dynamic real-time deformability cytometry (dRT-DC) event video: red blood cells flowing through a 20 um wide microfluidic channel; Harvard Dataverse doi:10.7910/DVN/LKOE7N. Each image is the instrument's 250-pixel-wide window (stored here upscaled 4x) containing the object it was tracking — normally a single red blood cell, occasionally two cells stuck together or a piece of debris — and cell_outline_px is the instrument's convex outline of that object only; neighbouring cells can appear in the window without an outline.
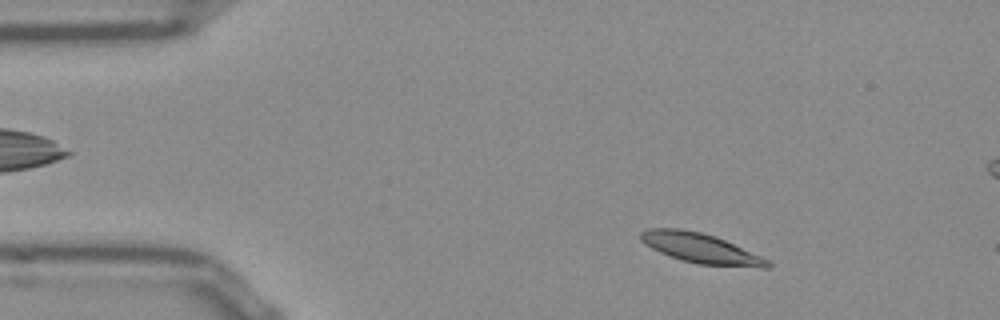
{"species": "Egyptian fruit bat (a non-hibernating species)", "species_latin": "Rousettus aegyptiacus", "temperature_condition": "room temperature", "stored_images_in_passage": 12, "camera_frame_rate_fps": 3000, "um_per_image_px": 0.085, "frame": {"image": 1, "passage_image": 6, "time_ms": 1.667, "image_size_px": [1000, 320], "cell_outline_px": [[772, 268], [760, 268], [696, 264], [680, 260], [660, 252], [644, 244], [640, 240], [640, 232], [648, 228], [680, 228], [700, 232], [716, 236], [760, 256], [768, 260], [772, 264]], "centroid_in_image_um": [59.55, 21.11], "position_along_channel_um": 25.4, "area_um2": 22.2}}